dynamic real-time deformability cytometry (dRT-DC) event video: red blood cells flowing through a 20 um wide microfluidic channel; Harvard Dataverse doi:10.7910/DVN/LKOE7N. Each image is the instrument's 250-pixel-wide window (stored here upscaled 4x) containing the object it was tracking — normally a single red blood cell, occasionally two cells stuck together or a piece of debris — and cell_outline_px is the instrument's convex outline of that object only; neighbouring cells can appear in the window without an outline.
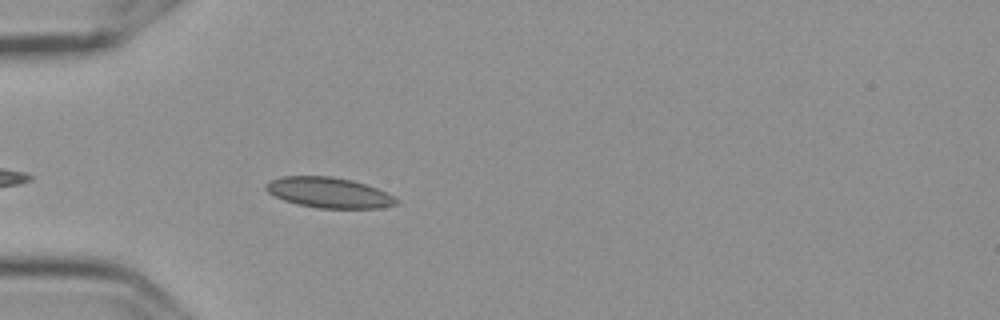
{"species": "Egyptian fruit bat (a non-hibernating species)", "species_latin": "Rousettus aegyptiacus", "temperature_condition": "cold", "stored_images_in_passage": 35, "camera_frame_rate_fps": 3000, "um_per_image_px": 0.085, "frame": {"image": 1, "passage_image": 4, "time_ms": 1.0, "image_size_px": [1000, 320], "cell_outline_px": [[396, 204], [380, 208], [316, 208], [296, 204], [284, 200], [268, 192], [264, 188], [264, 184], [272, 180], [284, 176], [332, 176], [352, 180], [376, 188], [392, 196], [396, 200]], "centroid_in_image_um": [27.9, 16.37], "position_along_channel_um": 57.1, "area_um2": 22.89}}
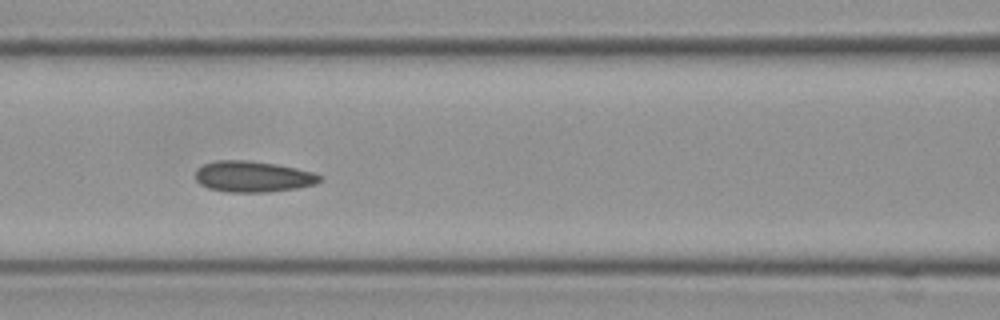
{"frame": {"image": 2, "passage_image": 12, "time_ms": 3.667, "image_size_px": [1000, 320], "cell_outline_px": [[320, 180], [316, 184], [296, 188], [268, 192], [228, 192], [208, 188], [200, 184], [196, 180], [196, 168], [204, 164], [216, 160], [248, 160], [276, 164], [296, 168], [312, 172], [320, 176]], "centroid_in_image_um": [21.46, 15.0], "position_along_channel_um": 145.1, "area_um2": 22.43}}
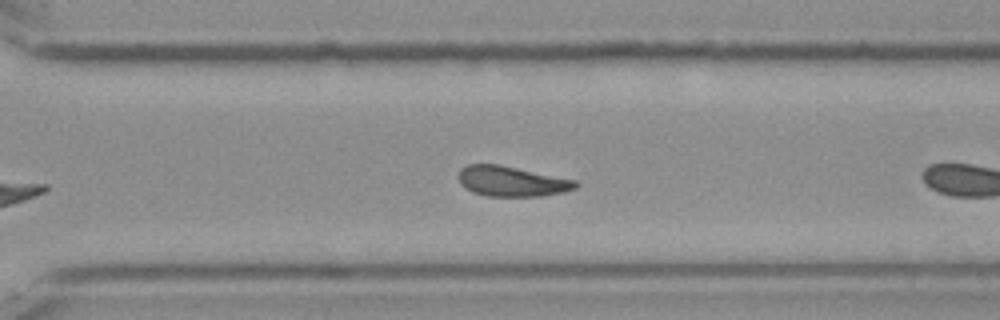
{"frame": {"image": 3, "passage_image": 24, "time_ms": 7.667, "image_size_px": [1000, 320], "cell_outline_px": [[580, 184], [576, 188], [564, 192], [540, 196], [488, 196], [472, 192], [460, 184], [460, 168], [468, 164], [500, 164], [576, 180]], "centroid_in_image_um": [43.52, 15.41], "position_along_channel_um": 327.1, "area_um2": 20.63}}